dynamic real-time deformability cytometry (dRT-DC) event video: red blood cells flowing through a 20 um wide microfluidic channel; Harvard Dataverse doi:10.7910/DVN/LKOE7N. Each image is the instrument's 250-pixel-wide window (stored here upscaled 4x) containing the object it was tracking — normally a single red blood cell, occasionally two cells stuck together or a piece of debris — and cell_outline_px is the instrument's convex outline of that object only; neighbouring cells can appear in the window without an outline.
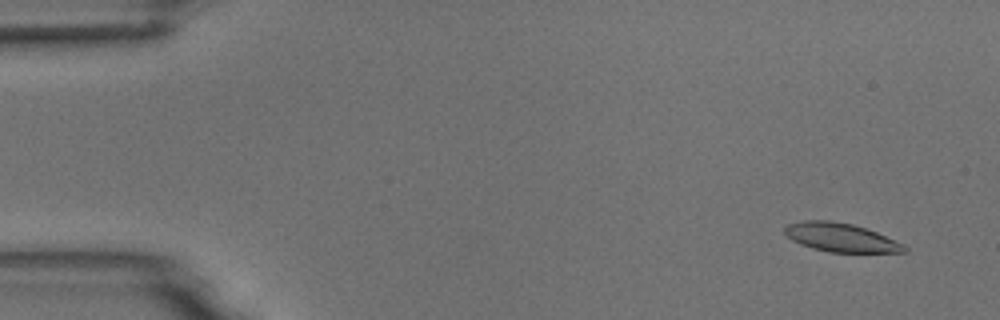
{"species": "common noctule bat (a hibernating species)", "species_latin": "Nyctalus noctula", "temperature_condition": "room temperature", "stored_images_in_passage": 22, "camera_frame_rate_fps": 3000, "um_per_image_px": 0.085, "animal": {"sex": "male", "body_mass_g": 18.8}, "frame": {"image": 1, "passage_image": 3, "time_ms": 0.667, "image_size_px": [1000, 320], "cell_outline_px": [[908, 252], [828, 252], [812, 248], [800, 244], [792, 240], [784, 232], [784, 228], [788, 224], [804, 220], [828, 220], [852, 224], [876, 232], [904, 244], [908, 248]], "centroid_in_image_um": [71.46, 20.19], "position_along_channel_um": 13.5, "area_um2": 19.88}}
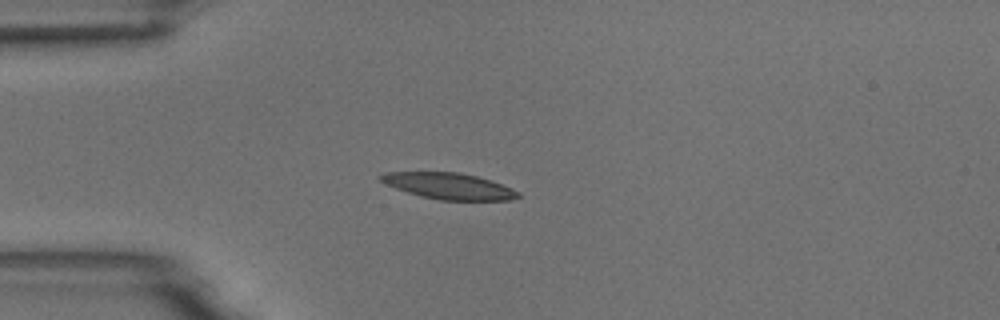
{"frame": {"image": 2, "passage_image": 14, "time_ms": 4.333, "image_size_px": [1000, 320], "cell_outline_px": [[520, 196], [508, 200], [440, 200], [420, 196], [384, 184], [376, 176], [388, 172], [460, 172], [476, 176], [512, 188], [520, 192]], "centroid_in_image_um": [38.12, 15.81], "position_along_channel_um": 46.9, "area_um2": 20.87}}
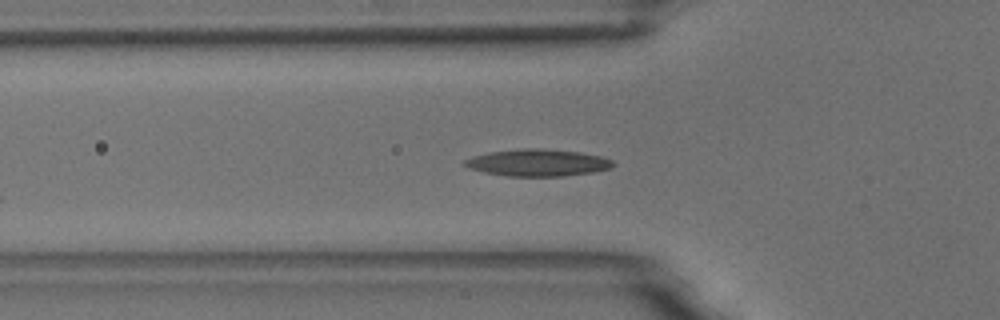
{"frame": {"image": 3, "passage_image": 18, "time_ms": 5.667, "image_size_px": [1000, 320], "cell_outline_px": [[616, 164], [612, 168], [596, 172], [564, 176], [508, 176], [484, 172], [472, 168], [464, 164], [464, 160], [472, 156], [488, 152], [524, 148], [544, 148], [580, 152], [600, 156], [612, 160]], "centroid_in_image_um": [45.76, 13.82], "position_along_channel_um": 80.0, "area_um2": 23.41}}